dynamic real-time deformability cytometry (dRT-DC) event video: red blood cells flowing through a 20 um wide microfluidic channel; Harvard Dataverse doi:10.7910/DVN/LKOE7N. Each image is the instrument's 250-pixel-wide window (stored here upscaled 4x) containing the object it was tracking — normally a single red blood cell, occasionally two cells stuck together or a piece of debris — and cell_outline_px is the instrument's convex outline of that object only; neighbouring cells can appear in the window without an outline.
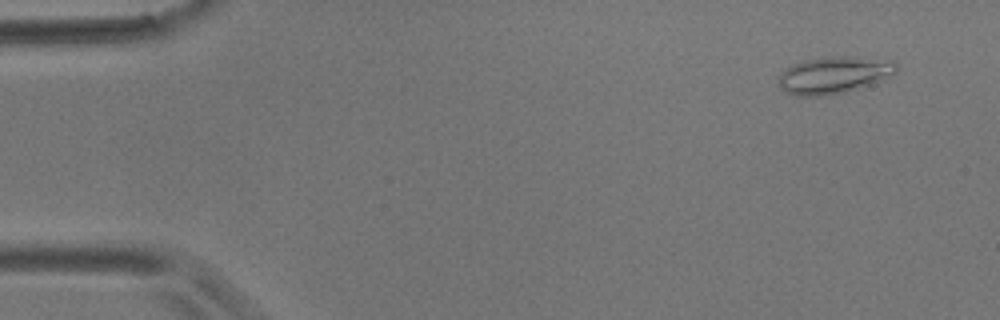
{"species": "common noctule bat (a hibernating species)", "species_latin": "Nyctalus noctula", "temperature_condition": "room temperature", "stored_images_in_passage": 8, "camera_frame_rate_fps": 3000, "um_per_image_px": 0.085, "animal": {"sex": "male", "body_mass_g": 17.9}, "frame": {"image": 1, "passage_image": 1, "time_ms": 0.0, "image_size_px": [1000, 320], "cell_outline_px": [[896, 72], [868, 84], [844, 92], [816, 96], [796, 96], [784, 92], [780, 88], [776, 80], [776, 76], [780, 72], [804, 60], [832, 56], [856, 56], [896, 60]], "centroid_in_image_um": [70.82, 6.36], "position_along_channel_um": 14.2, "area_um2": 25.32}}
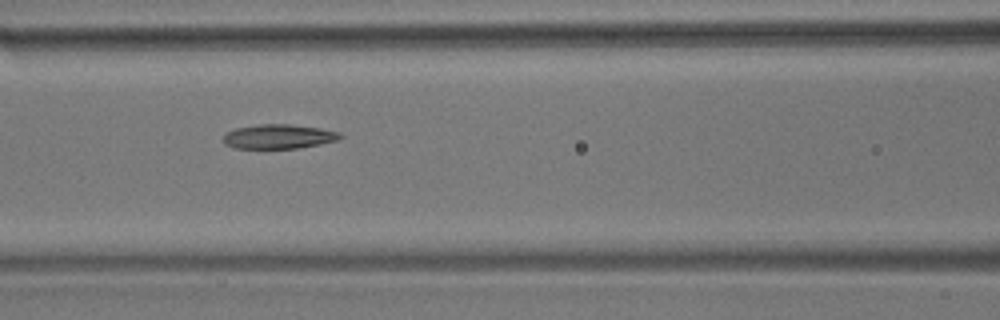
{"frame": {"image": 2, "passage_image": 7, "time_ms": 6.667, "image_size_px": [1000, 320], "cell_outline_px": [[344, 136], [340, 140], [320, 144], [296, 148], [232, 148], [224, 144], [224, 136], [228, 132], [236, 128], [260, 124], [288, 124], [320, 128], [340, 132]], "centroid_in_image_um": [23.72, 11.61], "position_along_channel_um": 142.9, "area_um2": 16.59}}
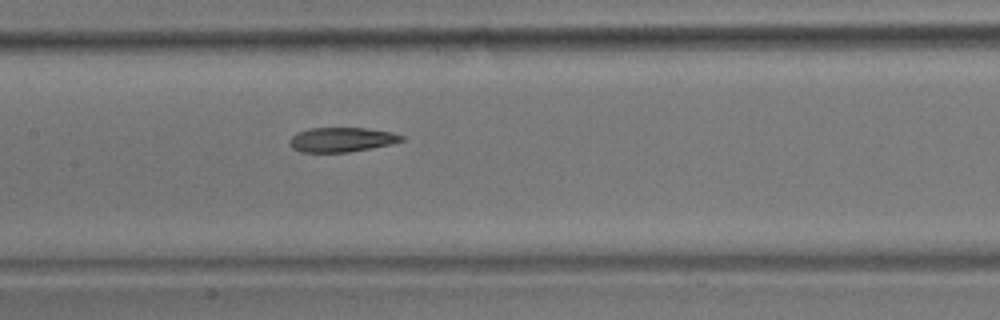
{"frame": {"image": 3, "passage_image": 8, "time_ms": 7.667, "image_size_px": [1000, 320], "cell_outline_px": [[404, 140], [392, 144], [372, 148], [348, 152], [300, 152], [292, 148], [288, 140], [296, 132], [308, 128], [364, 128], [392, 132], [404, 136]], "centroid_in_image_um": [29.02, 11.87], "position_along_channel_um": 178.4, "area_um2": 16.13}}